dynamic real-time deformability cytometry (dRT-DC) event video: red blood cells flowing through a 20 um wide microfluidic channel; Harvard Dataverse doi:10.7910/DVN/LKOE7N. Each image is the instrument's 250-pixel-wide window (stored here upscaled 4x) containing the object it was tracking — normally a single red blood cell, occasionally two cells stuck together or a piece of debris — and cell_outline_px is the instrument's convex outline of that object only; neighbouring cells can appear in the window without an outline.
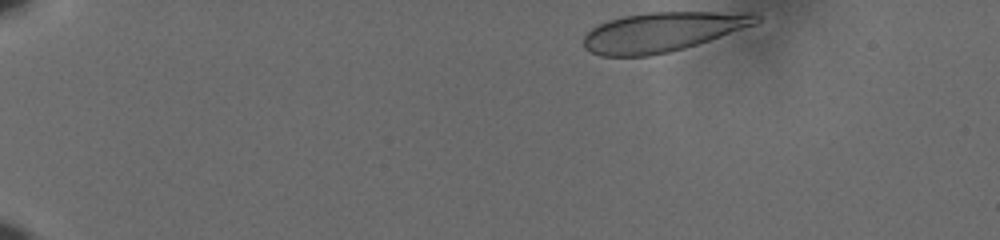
{"species": "human", "species_latin": "Homo sapiens", "temperature_condition": "cold", "stored_images_in_passage": 45, "camera_frame_rate_fps": 3000, "um_per_image_px": 0.085, "donor": {"sex": "male"}, "frame": {"image": 1, "passage_image": 1, "time_ms": 0.0, "image_size_px": [1000, 240], "cell_outline_px": [[764, 16], [756, 24], [684, 48], [668, 52], [648, 56], [600, 56], [584, 48], [584, 36], [592, 28], [608, 20], [624, 16], [648, 12], [756, 12]], "centroid_in_image_um": [56.34, 2.7], "position_along_channel_um": 28.7, "area_um2": 39.59}}
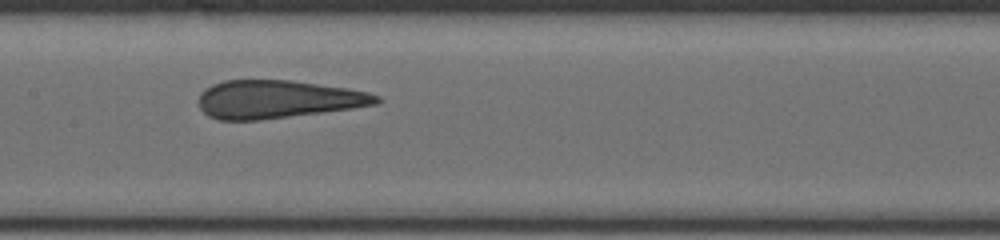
{"frame": {"image": 2, "passage_image": 23, "time_ms": 7.333, "image_size_px": [1000, 240], "cell_outline_px": [[384, 100], [376, 104], [352, 108], [260, 120], [220, 120], [208, 116], [200, 108], [200, 92], [204, 88], [212, 84], [224, 80], [288, 80], [348, 88], [368, 92], [380, 96]], "centroid_in_image_um": [23.6, 8.43], "position_along_channel_um": 183.8, "area_um2": 39.36}}
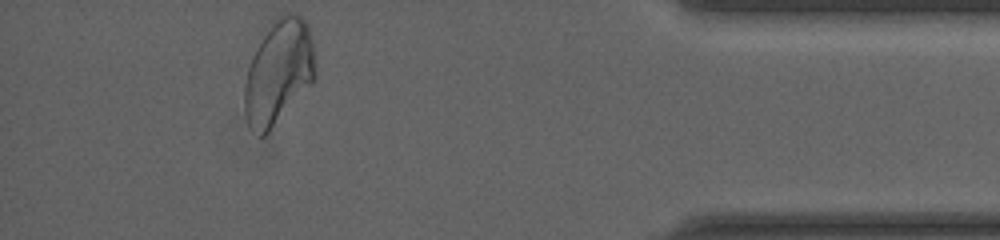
{"frame": {"image": 3, "passage_image": 45, "time_ms": 14.667, "image_size_px": [1000, 240], "cell_outline_px": [[316, 80], [268, 132], [264, 136], [260, 136], [248, 124], [244, 108], [244, 84], [248, 68], [252, 56], [256, 48], [272, 20], [280, 12], [292, 12], [300, 16], [308, 24], [316, 56]], "centroid_in_image_um": [23.71, 6.08], "position_along_channel_um": 411.5, "area_um2": 43.52}, "authors_computed_cell_mechanics": {"area_um2": 40.2866, "velocity_mm_per_s": 3.6196, "shape_relaxation_time_tau1_ms": null, "shape_relaxation_time_tau2_ms": 0.7954, "deformation_change_tau1": null, "deformation_change_tau2": 0.0496}}